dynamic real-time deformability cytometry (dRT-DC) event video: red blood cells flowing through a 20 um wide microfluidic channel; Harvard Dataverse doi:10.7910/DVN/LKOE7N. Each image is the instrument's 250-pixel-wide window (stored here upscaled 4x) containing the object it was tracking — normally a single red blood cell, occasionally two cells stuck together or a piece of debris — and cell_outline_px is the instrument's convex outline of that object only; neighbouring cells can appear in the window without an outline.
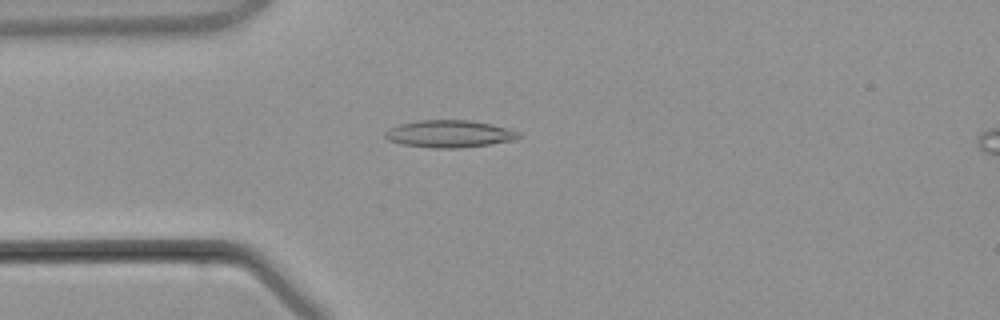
{"species": "common noctule bat (a hibernating species)", "species_latin": "Nyctalus noctula", "temperature_condition": "warm", "stored_images_in_passage": 3, "camera_frame_rate_fps": 3000, "um_per_image_px": 0.085, "animal": {"sex": "male", "body_mass_g": 21.5, "forearm_length_mm": 52.0}, "frame": {"image": 1, "passage_image": 3, "time_ms": 2.667, "image_size_px": [1000, 320], "cell_outline_px": [[524, 136], [516, 140], [492, 144], [460, 148], [432, 148], [404, 144], [388, 140], [384, 136], [384, 132], [388, 128], [400, 124], [420, 120], [472, 120], [520, 132]], "centroid_in_image_um": [38.21, 11.38], "position_along_channel_um": 46.8, "area_um2": 21.27}}